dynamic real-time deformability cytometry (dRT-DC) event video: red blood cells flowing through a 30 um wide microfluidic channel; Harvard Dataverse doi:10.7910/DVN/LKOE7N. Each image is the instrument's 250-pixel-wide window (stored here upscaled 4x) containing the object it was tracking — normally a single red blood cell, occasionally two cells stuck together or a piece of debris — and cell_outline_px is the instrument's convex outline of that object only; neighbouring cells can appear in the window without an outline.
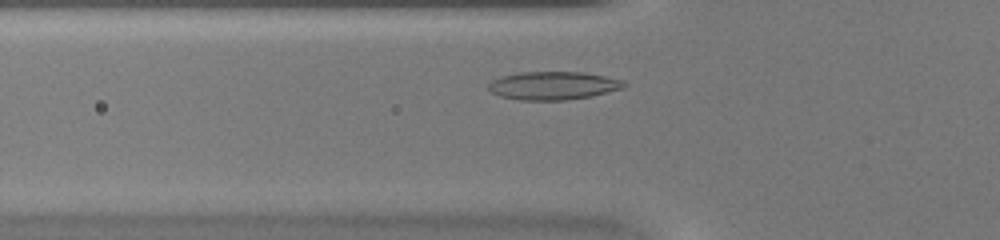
{"species": "common noctule bat (a hibernating species)", "species_latin": "Nyctalus noctula", "temperature_condition": "warm", "stored_images_in_passage": 31, "camera_frame_rate_fps": 3000, "um_per_image_px": 0.085, "animal": {"sex": "female", "body_mass_g": 20.0, "forearm_length_mm": 54.0}, "frame": {"image": 1, "passage_image": 5, "time_ms": 1.333, "image_size_px": [1000, 240], "cell_outline_px": [[628, 84], [624, 88], [592, 96], [564, 100], [516, 100], [500, 96], [492, 92], [488, 88], [488, 84], [492, 80], [500, 76], [520, 72], [580, 72], [604, 76], [624, 80]], "centroid_in_image_um": [47.02, 7.28], "position_along_channel_um": 78.8, "area_um2": 22.37}}
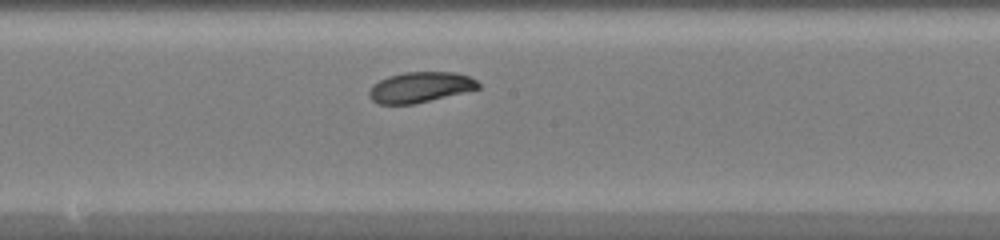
{"frame": {"image": 2, "passage_image": 14, "time_ms": 4.333, "image_size_px": [1000, 240], "cell_outline_px": [[480, 88], [412, 104], [380, 104], [372, 100], [368, 96], [368, 92], [372, 84], [388, 76], [404, 72], [456, 72], [468, 76], [476, 80], [480, 84]], "centroid_in_image_um": [35.68, 7.4], "position_along_channel_um": 212.5, "area_um2": 19.25}}
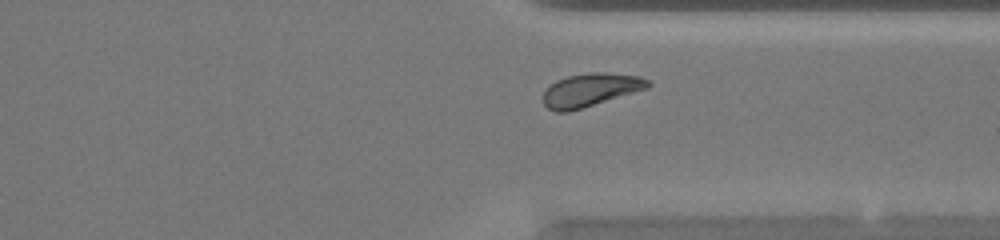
{"frame": {"image": 3, "passage_image": 24, "time_ms": 7.667, "image_size_px": [1000, 240], "cell_outline_px": [[652, 84], [648, 88], [568, 112], [556, 112], [548, 108], [544, 104], [544, 92], [556, 80], [568, 76], [592, 72], [604, 72], [640, 76], [652, 80]], "centroid_in_image_um": [50.23, 7.63], "position_along_channel_um": 361.2, "area_um2": 20.11}}